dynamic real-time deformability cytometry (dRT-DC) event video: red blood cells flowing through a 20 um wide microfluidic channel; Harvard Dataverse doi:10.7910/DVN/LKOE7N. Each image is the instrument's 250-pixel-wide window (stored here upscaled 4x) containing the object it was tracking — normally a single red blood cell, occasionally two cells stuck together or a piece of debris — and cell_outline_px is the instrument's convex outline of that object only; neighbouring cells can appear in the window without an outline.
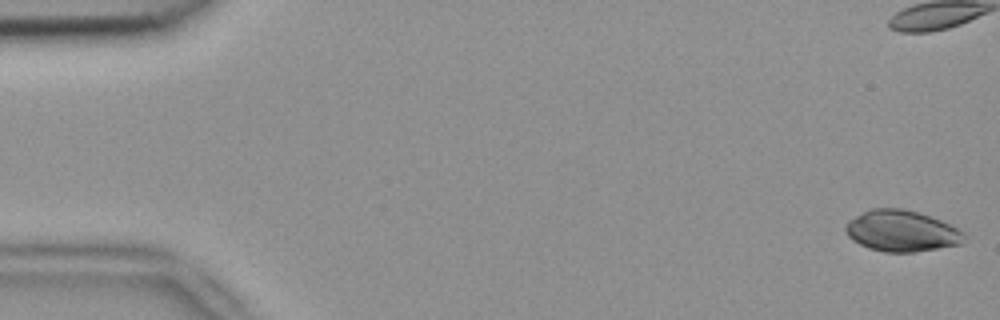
{"species": "common noctule bat (a hibernating species)", "species_latin": "Nyctalus noctula", "temperature_condition": "room temperature", "stored_images_in_passage": 7, "camera_frame_rate_fps": 3000, "um_per_image_px": 0.085, "animal": {"sex": "female", "body_mass_g": 18.4}, "frame": {"image": 1, "passage_image": 1, "time_ms": 0.0, "image_size_px": [1000, 320], "cell_outline_px": [[964, 236], [960, 244], [912, 252], [884, 252], [868, 248], [852, 240], [848, 236], [844, 228], [848, 220], [872, 208], [904, 208], [940, 220], [964, 232]], "centroid_in_image_um": [76.58, 19.63], "position_along_channel_um": 8.4, "area_um2": 28.09}}